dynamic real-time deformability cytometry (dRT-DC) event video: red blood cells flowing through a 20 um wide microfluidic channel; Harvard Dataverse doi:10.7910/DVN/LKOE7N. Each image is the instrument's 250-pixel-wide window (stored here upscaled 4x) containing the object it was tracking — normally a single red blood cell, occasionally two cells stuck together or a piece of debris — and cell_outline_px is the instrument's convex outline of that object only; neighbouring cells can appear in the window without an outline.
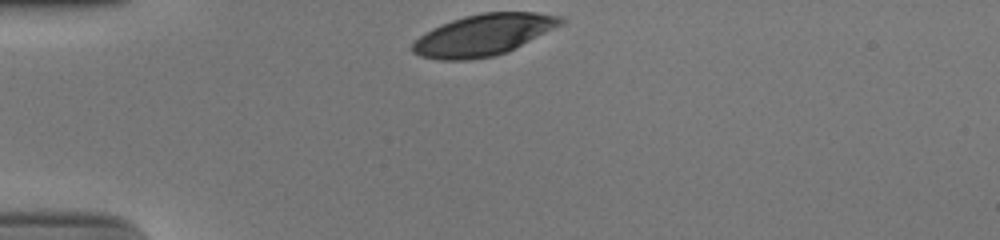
{"species": "human", "species_latin": "Homo sapiens", "temperature_condition": "cold", "stored_images_in_passage": 30, "camera_frame_rate_fps": 3000, "um_per_image_px": 0.085, "donor": {"sex": "male"}, "frame": {"image": 1, "passage_image": 1, "time_ms": 0.0, "image_size_px": [1000, 240], "cell_outline_px": [[568, 20], [564, 24], [508, 52], [496, 56], [468, 60], [440, 60], [420, 56], [412, 52], [412, 44], [420, 36], [432, 28], [452, 20], [464, 16], [480, 12], [536, 12], [564, 16]], "centroid_in_image_um": [41.16, 2.96], "position_along_channel_um": 43.8, "area_um2": 36.13}}
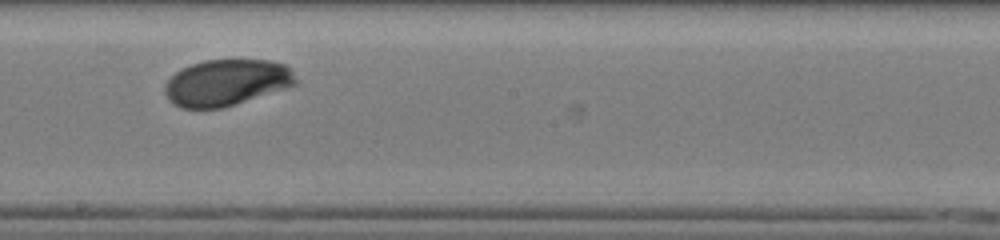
{"frame": {"image": 2, "passage_image": 18, "time_ms": 5.667, "image_size_px": [1000, 240], "cell_outline_px": [[296, 84], [284, 88], [220, 108], [180, 108], [172, 104], [168, 100], [164, 92], [164, 84], [180, 68], [204, 60], [268, 60], [288, 64], [296, 80]], "centroid_in_image_um": [19.2, 7.01], "position_along_channel_um": 229.0, "area_um2": 35.08}}
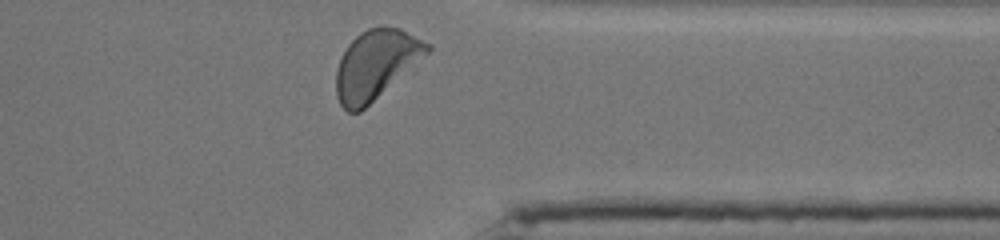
{"frame": {"image": 3, "passage_image": 30, "time_ms": 9.667, "image_size_px": [1000, 240], "cell_outline_px": [[432, 48], [428, 52], [360, 112], [348, 112], [340, 104], [336, 96], [336, 72], [340, 60], [348, 44], [360, 32], [368, 28], [400, 28], [432, 44]], "centroid_in_image_um": [31.92, 5.49], "position_along_channel_um": 379.5, "area_um2": 35.84}, "authors_computed_cell_mechanics": {"area_um2": 35.9516, "velocity_mm_per_s": 3.8401, "shape_relaxation_time_tau1_ms": 2.3236, "shape_relaxation_time_tau2_ms": null, "deformation_change_tau1": 0.1408, "deformation_change_tau2": null}}